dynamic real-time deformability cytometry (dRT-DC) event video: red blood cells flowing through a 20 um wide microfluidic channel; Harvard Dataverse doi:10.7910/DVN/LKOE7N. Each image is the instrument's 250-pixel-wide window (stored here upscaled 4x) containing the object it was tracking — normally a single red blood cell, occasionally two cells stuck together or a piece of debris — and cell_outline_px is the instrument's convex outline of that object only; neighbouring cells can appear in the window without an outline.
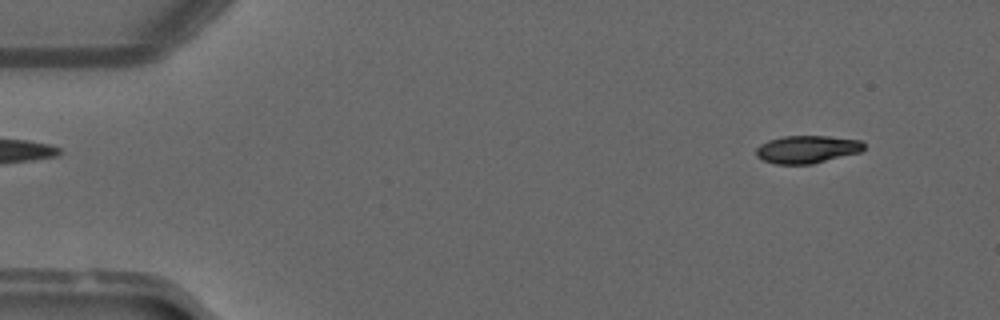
{"species": "common noctule bat (a hibernating species)", "species_latin": "Nyctalus noctula", "temperature_condition": "warm", "stored_images_in_passage": 49, "camera_frame_rate_fps": 3000, "um_per_image_px": 0.085, "animal": {"sex": "male", "forearm_length_mm": 52.5}, "frame": {"image": 1, "passage_image": 4, "time_ms": 1.0, "image_size_px": [1000, 320], "cell_outline_px": [[864, 148], [860, 152], [812, 164], [776, 164], [764, 160], [756, 156], [756, 148], [760, 144], [768, 140], [784, 136], [828, 136], [860, 140], [864, 144]], "centroid_in_image_um": [68.58, 12.69], "position_along_channel_um": 16.4, "area_um2": 17.34}}
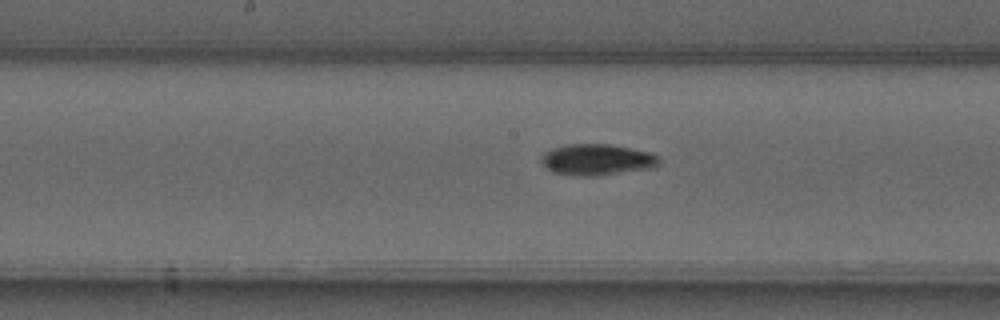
{"frame": {"image": 2, "passage_image": 25, "time_ms": 8.0, "image_size_px": [1000, 320], "cell_outline_px": [[660, 164], [656, 168], [600, 176], [576, 176], [552, 172], [540, 160], [544, 152], [552, 148], [568, 144], [608, 144], [652, 152], [660, 156]], "centroid_in_image_um": [50.82, 13.58], "position_along_channel_um": 197.4, "area_um2": 21.85}}
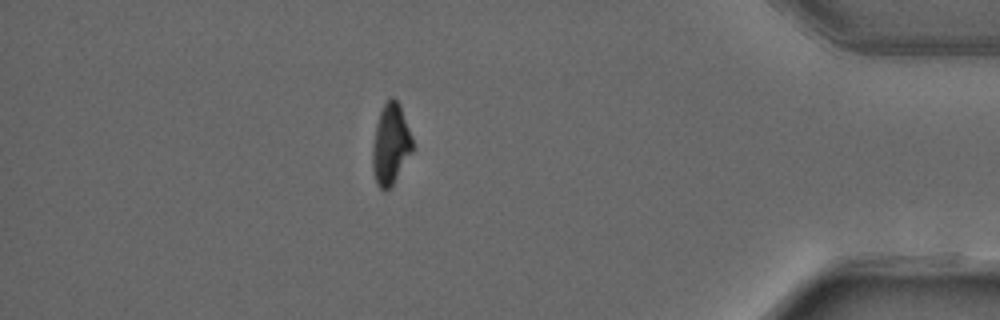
{"frame": {"image": 3, "passage_image": 43, "time_ms": 14.0, "image_size_px": [1000, 320], "cell_outline_px": [[412, 152], [392, 184], [384, 192], [376, 184], [372, 168], [372, 148], [376, 124], [380, 112], [384, 104], [392, 96], [400, 104], [412, 136]], "centroid_in_image_um": [33.19, 12.26], "position_along_channel_um": 402.0, "area_um2": 18.67}, "authors_computed_cell_mechanics": {"area_um2": 19.3052, "velocity_mm_per_s": 4.1072, "shape_relaxation_time_tau1_ms": 6.5064, "shape_relaxation_time_tau2_ms": 3.7888, "deformation_change_tau1": 0.2378, "deformation_change_tau2": 0.0779}}